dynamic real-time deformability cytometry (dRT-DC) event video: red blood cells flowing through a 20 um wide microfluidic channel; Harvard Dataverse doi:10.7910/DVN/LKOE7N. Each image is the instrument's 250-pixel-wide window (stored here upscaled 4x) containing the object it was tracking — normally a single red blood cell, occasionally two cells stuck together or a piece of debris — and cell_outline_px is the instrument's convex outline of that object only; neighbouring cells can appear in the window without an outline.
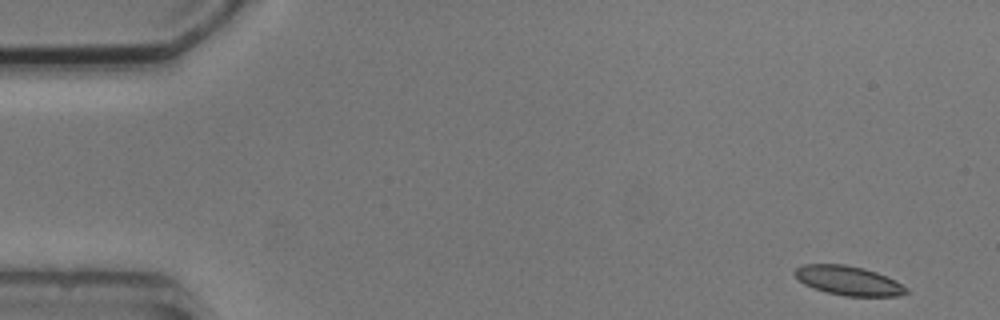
{"species": "common noctule bat (a hibernating species)", "species_latin": "Nyctalus noctula", "temperature_condition": "cold", "stored_images_in_passage": 3, "camera_frame_rate_fps": 3000, "um_per_image_px": 0.085, "animal": {"sex": "male", "body_mass_g": 20.5, "forearm_length_mm": 52.5}, "frame": {"image": 1, "passage_image": 1, "time_ms": 0.0, "image_size_px": [1000, 320], "cell_outline_px": [[912, 292], [896, 296], [844, 296], [812, 288], [804, 284], [792, 272], [796, 268], [804, 264], [844, 264], [864, 268], [876, 272], [896, 280], [908, 288]], "centroid_in_image_um": [72.15, 23.85], "position_along_channel_um": 12.9, "area_um2": 19.13}}